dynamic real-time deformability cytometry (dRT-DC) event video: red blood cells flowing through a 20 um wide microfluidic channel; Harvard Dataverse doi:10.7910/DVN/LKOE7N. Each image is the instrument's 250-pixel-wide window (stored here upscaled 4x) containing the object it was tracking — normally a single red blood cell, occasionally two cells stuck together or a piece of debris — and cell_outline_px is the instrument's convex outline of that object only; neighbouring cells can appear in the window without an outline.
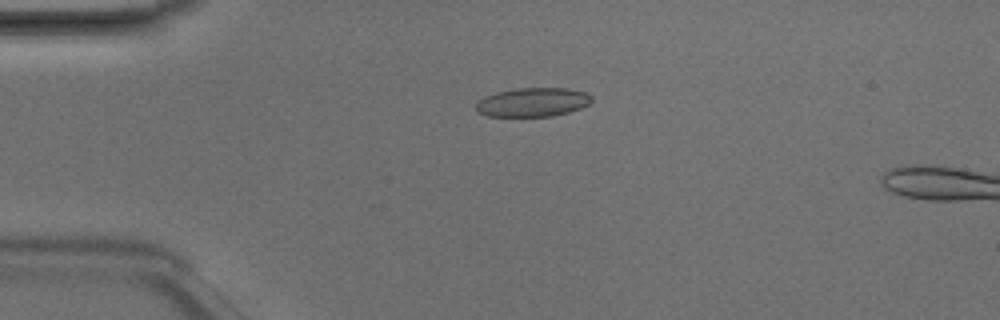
{"species": "Egyptian fruit bat (a non-hibernating species)", "species_latin": "Rousettus aegyptiacus", "temperature_condition": "room temperature", "stored_images_in_passage": 6, "camera_frame_rate_fps": 3000, "um_per_image_px": 0.085, "animal": {"sex": "male"}, "frame": {"image": 1, "passage_image": 4, "time_ms": 1.0, "image_size_px": [1000, 320], "cell_outline_px": [[592, 100], [588, 104], [580, 108], [568, 112], [552, 116], [488, 116], [476, 112], [476, 100], [484, 96], [496, 92], [516, 88], [568, 88], [584, 92], [592, 96]], "centroid_in_image_um": [45.24, 8.68], "position_along_channel_um": 39.8, "area_um2": 19.59}}